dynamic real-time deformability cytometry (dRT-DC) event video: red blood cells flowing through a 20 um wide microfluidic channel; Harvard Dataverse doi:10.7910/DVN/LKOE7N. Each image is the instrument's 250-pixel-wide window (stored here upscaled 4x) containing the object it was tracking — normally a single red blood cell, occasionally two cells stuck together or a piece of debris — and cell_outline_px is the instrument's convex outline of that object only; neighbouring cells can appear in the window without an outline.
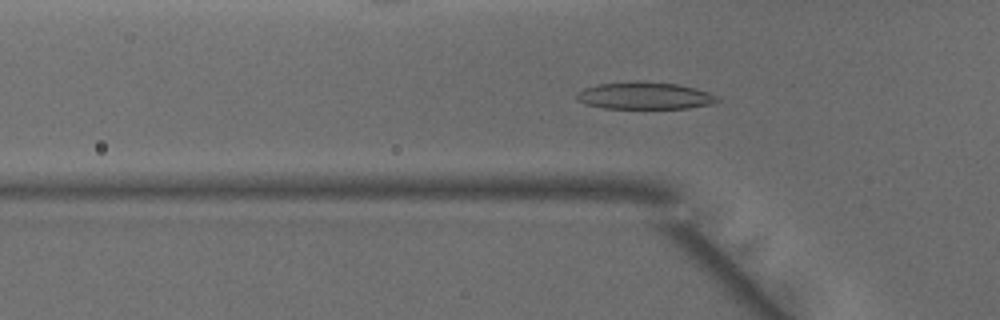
{"species": "common noctule bat (a hibernating species)", "species_latin": "Nyctalus noctula", "temperature_condition": "warm", "stored_images_in_passage": 41, "camera_frame_rate_fps": 3000, "um_per_image_px": 0.085, "animal": {"sex": "male", "body_mass_g": 15.6}, "frame": {"image": 1, "passage_image": 8, "time_ms": 2.333, "image_size_px": [1000, 320], "cell_outline_px": [[720, 100], [716, 104], [688, 108], [604, 108], [584, 104], [576, 100], [576, 92], [584, 88], [600, 84], [680, 84], [696, 88], [720, 96]], "centroid_in_image_um": [54.87, 8.19], "position_along_channel_um": 70.9, "area_um2": 21.56}}
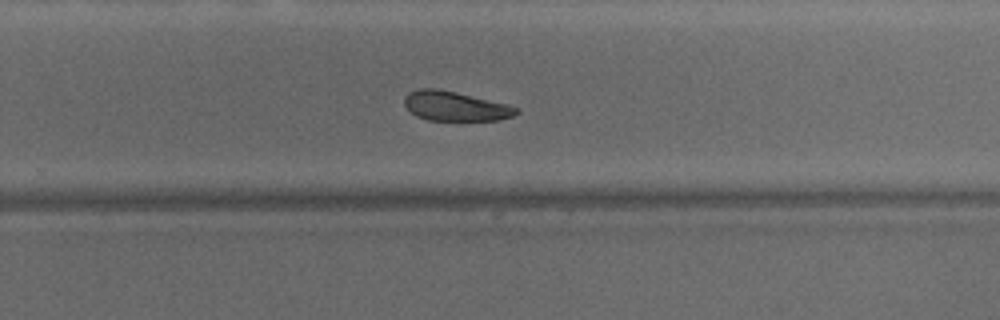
{"frame": {"image": 2, "passage_image": 24, "time_ms": 7.667, "image_size_px": [1000, 320], "cell_outline_px": [[520, 112], [512, 116], [500, 120], [428, 120], [416, 116], [404, 104], [404, 96], [408, 92], [420, 88], [436, 88], [456, 92], [508, 104], [520, 108]], "centroid_in_image_um": [38.71, 9.02], "position_along_channel_um": 291.1, "area_um2": 19.31}}
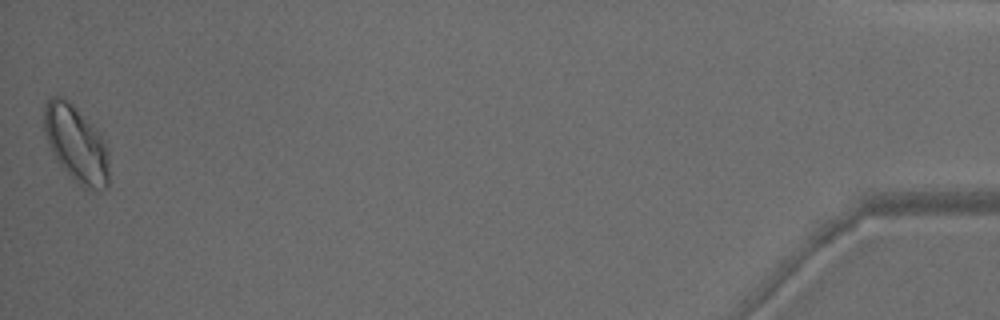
{"frame": {"image": 3, "passage_image": 41, "time_ms": 13.333, "image_size_px": [1000, 320], "cell_outline_px": [[108, 184], [100, 192], [84, 188], [60, 164], [52, 152], [48, 144], [44, 132], [44, 104], [52, 96], [60, 96], [68, 100], [100, 132], [108, 148]], "centroid_in_image_um": [6.49, 12.22], "position_along_channel_um": 428.7, "area_um2": 28.84}, "authors_computed_cell_mechanics": {"area_um2": 21.5016, "velocity_mm_per_s": 4.1145, "shape_relaxation_time_tau1_ms": 4.4579, "shape_relaxation_time_tau2_ms": 10.4598, "deformation_change_tau1": 0.1123, "deformation_change_tau2": 0.1853}}